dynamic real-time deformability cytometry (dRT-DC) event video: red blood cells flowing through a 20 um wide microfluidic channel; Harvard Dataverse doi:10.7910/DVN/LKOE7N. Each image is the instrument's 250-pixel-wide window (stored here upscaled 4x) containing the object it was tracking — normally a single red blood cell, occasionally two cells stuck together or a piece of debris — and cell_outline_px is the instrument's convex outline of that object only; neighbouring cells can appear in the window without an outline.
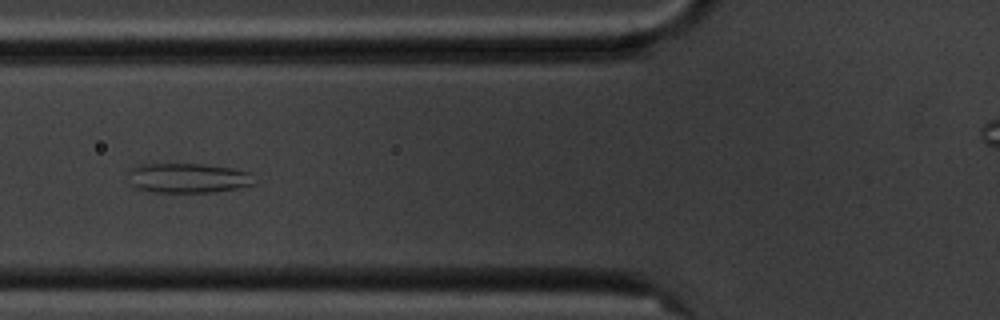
{"species": "common noctule bat (a hibernating species)", "species_latin": "Nyctalus noctula", "temperature_condition": "cold", "stored_images_in_passage": 9, "camera_frame_rate_fps": 3000, "um_per_image_px": 0.085, "animal": {"sex": "male", "body_mass_g": 20.1, "forearm_length_mm": 53.5}, "frame": {"image": 1, "passage_image": 6, "time_ms": 6.0, "image_size_px": [1000, 320], "cell_outline_px": [[256, 184], [236, 188], [212, 192], [152, 192], [136, 188], [132, 184], [128, 172], [128, 168], [140, 164], [204, 164], [232, 168], [252, 172]], "centroid_in_image_um": [15.99, 15.12], "position_along_channel_um": 109.8, "area_um2": 22.02}}
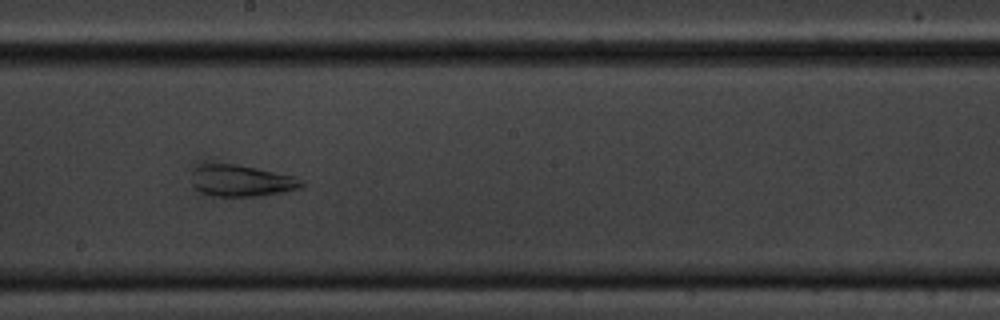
{"frame": {"image": 2, "passage_image": 9, "time_ms": 9.333, "image_size_px": [1000, 320], "cell_outline_px": [[308, 184], [300, 188], [284, 192], [260, 196], [212, 196], [200, 192], [192, 184], [192, 172], [200, 164], [236, 164], [256, 168], [292, 176], [304, 180]], "centroid_in_image_um": [20.54, 15.37], "position_along_channel_um": 227.7, "area_um2": 20.23}}